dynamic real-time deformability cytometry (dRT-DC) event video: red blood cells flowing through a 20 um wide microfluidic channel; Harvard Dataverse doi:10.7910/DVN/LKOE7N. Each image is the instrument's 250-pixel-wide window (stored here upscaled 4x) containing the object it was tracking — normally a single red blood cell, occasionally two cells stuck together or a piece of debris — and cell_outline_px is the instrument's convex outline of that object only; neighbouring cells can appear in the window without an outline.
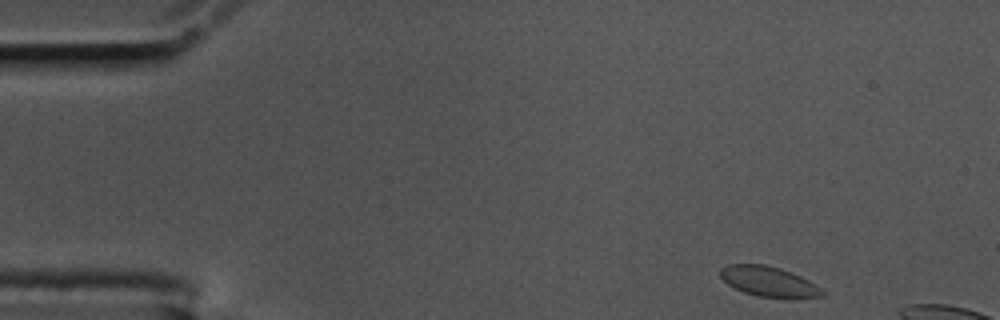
{"species": "common noctule bat (a hibernating species)", "species_latin": "Nyctalus noctula", "temperature_condition": "cold", "stored_images_in_passage": 9, "camera_frame_rate_fps": 3000, "um_per_image_px": 0.085, "animal": {"sex": "male", "body_mass_g": 17.5, "forearm_length_mm": 52.3}, "frame": {"image": 1, "passage_image": 1, "time_ms": 0.0, "image_size_px": [1000, 320], "cell_outline_px": [[828, 292], [824, 296], [760, 296], [744, 292], [728, 284], [720, 276], [720, 268], [728, 264], [764, 264], [780, 268], [800, 276], [816, 284]], "centroid_in_image_um": [65.33, 23.89], "position_along_channel_um": 19.7, "area_um2": 17.4}}